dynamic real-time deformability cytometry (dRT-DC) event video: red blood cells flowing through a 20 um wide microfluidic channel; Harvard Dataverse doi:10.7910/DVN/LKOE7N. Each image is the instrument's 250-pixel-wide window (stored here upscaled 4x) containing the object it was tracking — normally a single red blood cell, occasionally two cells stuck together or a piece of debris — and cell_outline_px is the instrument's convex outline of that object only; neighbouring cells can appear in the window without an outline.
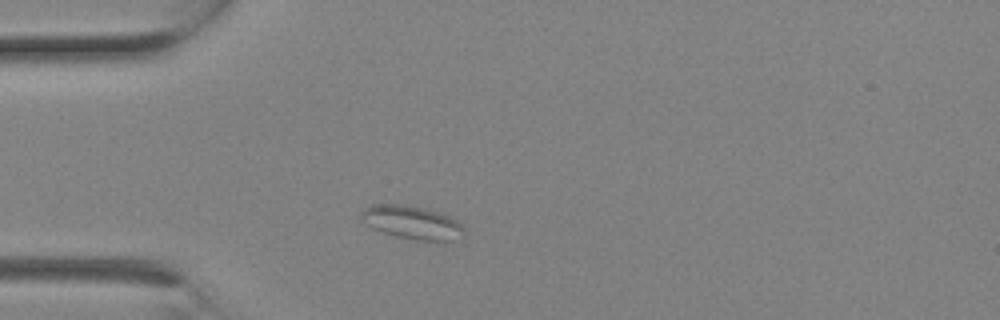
{"species": "Egyptian fruit bat (a non-hibernating species)", "species_latin": "Rousettus aegyptiacus", "temperature_condition": "room temperature", "stored_images_in_passage": 4, "camera_frame_rate_fps": 3000, "um_per_image_px": 0.085, "animal": {"sex": "female"}, "frame": {"image": 1, "passage_image": 4, "time_ms": 1.0, "image_size_px": [1000, 320], "cell_outline_px": [[464, 236], [452, 240], [416, 240], [396, 236], [372, 228], [360, 220], [360, 212], [364, 208], [372, 204], [408, 204], [440, 212], [456, 220], [464, 228]], "centroid_in_image_um": [34.98, 18.89], "position_along_channel_um": 50.0, "area_um2": 20.06}}